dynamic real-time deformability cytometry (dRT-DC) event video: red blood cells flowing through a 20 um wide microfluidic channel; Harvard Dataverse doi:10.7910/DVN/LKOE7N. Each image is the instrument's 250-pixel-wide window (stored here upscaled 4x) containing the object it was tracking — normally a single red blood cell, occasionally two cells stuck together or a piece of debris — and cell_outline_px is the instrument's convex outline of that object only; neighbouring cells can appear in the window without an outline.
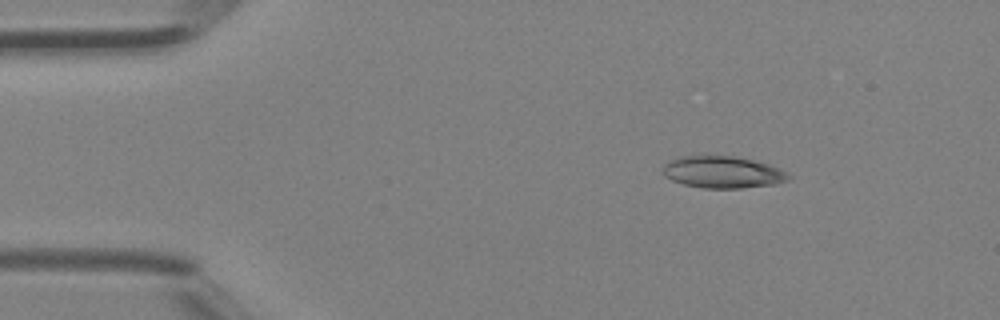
{"species": "Egyptian fruit bat (a non-hibernating species)", "species_latin": "Rousettus aegyptiacus", "temperature_condition": "room temperature", "stored_images_in_passage": 5, "camera_frame_rate_fps": 3000, "um_per_image_px": 0.085, "animal": {"sex": "female"}, "frame": {"image": 1, "passage_image": 5, "time_ms": 1.333, "image_size_px": [1000, 320], "cell_outline_px": [[792, 176], [788, 180], [776, 184], [740, 188], [704, 188], [684, 184], [672, 180], [664, 176], [660, 172], [664, 164], [680, 156], [704, 152], [732, 156], [752, 160], [768, 164], [780, 168], [788, 172]], "centroid_in_image_um": [61.39, 14.59], "position_along_channel_um": 23.6, "area_um2": 24.16}}